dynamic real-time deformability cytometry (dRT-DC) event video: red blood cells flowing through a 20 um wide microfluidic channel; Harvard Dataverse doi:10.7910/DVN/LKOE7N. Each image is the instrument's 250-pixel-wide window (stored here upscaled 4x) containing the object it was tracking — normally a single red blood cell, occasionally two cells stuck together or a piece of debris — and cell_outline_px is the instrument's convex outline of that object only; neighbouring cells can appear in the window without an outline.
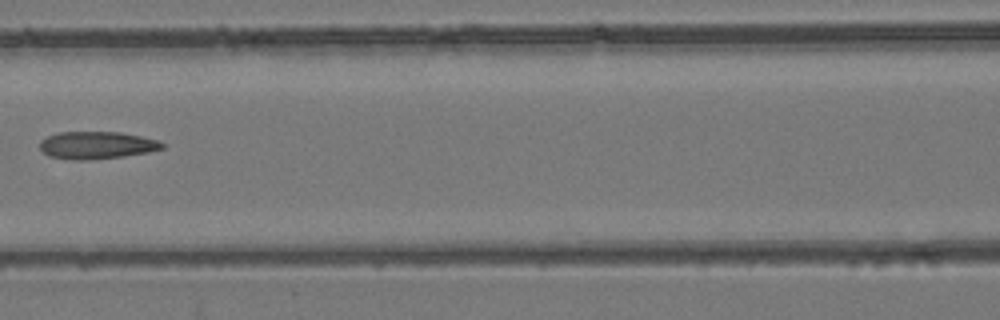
{"species": "common noctule bat (a hibernating species)", "species_latin": "Nyctalus noctula", "temperature_condition": "room temperature", "stored_images_in_passage": 7, "camera_frame_rate_fps": 3000, "um_per_image_px": 0.085, "animal": {"sex": "female", "body_mass_g": 24.6, "forearm_length_mm": 56.2}, "frame": {"image": 1, "passage_image": 6, "time_ms": 6.667, "image_size_px": [1000, 320], "cell_outline_px": [[164, 148], [148, 152], [124, 156], [92, 160], [72, 160], [48, 156], [40, 148], [40, 140], [48, 136], [60, 132], [120, 132], [140, 136], [156, 140], [164, 144]], "centroid_in_image_um": [8.2, 12.35], "position_along_channel_um": 158.4, "area_um2": 19.54}}
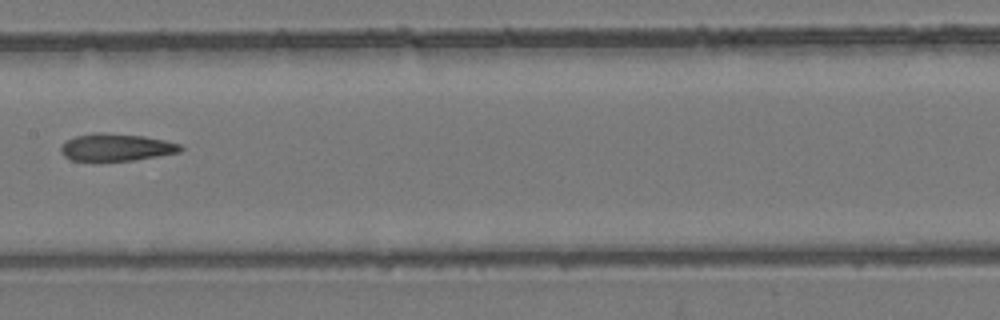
{"frame": {"image": 2, "passage_image": 7, "time_ms": 7.667, "image_size_px": [1000, 320], "cell_outline_px": [[184, 148], [180, 152], [132, 160], [72, 160], [64, 156], [60, 152], [60, 148], [68, 140], [76, 136], [96, 132], [104, 132], [144, 136], [164, 140], [180, 144]], "centroid_in_image_um": [9.89, 12.51], "position_along_channel_um": 197.5, "area_um2": 18.79}}